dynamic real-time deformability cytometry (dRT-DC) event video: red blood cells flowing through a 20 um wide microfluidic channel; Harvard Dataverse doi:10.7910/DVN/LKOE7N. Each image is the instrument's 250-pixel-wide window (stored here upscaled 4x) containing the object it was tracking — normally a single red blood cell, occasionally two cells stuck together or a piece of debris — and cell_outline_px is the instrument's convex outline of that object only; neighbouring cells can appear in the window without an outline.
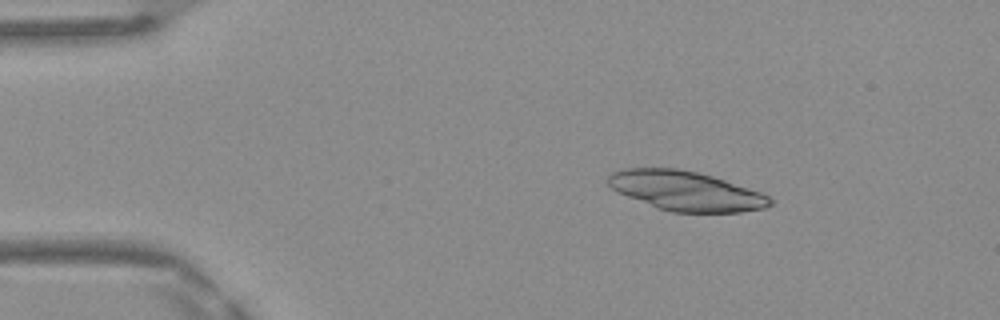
{"species": "Egyptian fruit bat (a non-hibernating species)", "species_latin": "Rousettus aegyptiacus", "temperature_condition": "warm", "stored_images_in_passage": 41, "camera_frame_rate_fps": 3000, "um_per_image_px": 0.085, "frame": {"image": 1, "passage_image": 1, "time_ms": 0.0, "image_size_px": [1000, 320], "cell_outline_px": [[772, 204], [764, 208], [740, 212], [672, 212], [660, 208], [616, 192], [608, 184], [608, 176], [612, 172], [624, 168], [676, 168], [696, 172], [712, 176], [760, 192], [768, 196], [772, 200]], "centroid_in_image_um": [58.28, 16.22], "position_along_channel_um": 26.7, "area_um2": 36.82}}